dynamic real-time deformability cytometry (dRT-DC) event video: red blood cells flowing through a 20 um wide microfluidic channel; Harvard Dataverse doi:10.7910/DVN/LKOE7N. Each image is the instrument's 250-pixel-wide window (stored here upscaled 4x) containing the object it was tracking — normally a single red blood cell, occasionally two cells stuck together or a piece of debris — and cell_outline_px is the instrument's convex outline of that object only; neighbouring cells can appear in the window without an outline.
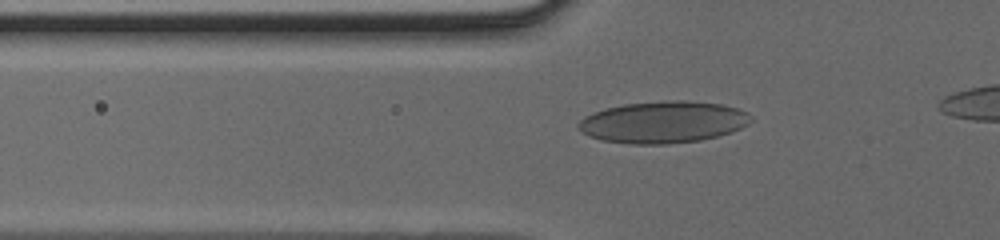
{"species": "human", "species_latin": "Homo sapiens", "temperature_condition": "cold", "stored_images_in_passage": 33, "camera_frame_rate_fps": 3000, "um_per_image_px": 0.085, "donor": {"sex": "male"}, "frame": {"image": 1, "passage_image": 7, "time_ms": 2.0, "image_size_px": [1000, 240], "cell_outline_px": [[752, 120], [748, 124], [740, 128], [716, 136], [700, 140], [664, 144], [628, 144], [600, 140], [588, 136], [580, 132], [576, 124], [584, 116], [592, 112], [604, 108], [624, 104], [676, 100], [680, 100], [720, 104], [736, 108], [748, 112]], "centroid_in_image_um": [56.29, 10.38], "position_along_channel_um": 69.5, "area_um2": 41.96}}
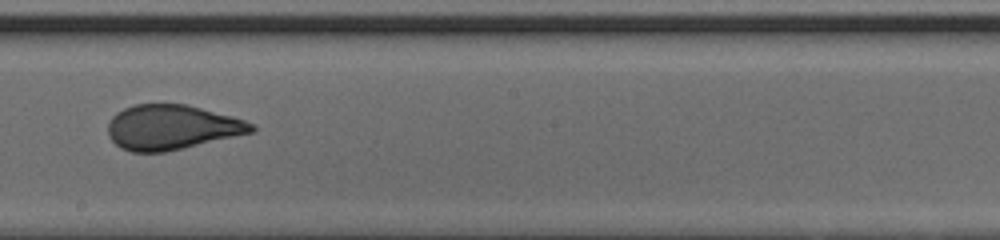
{"frame": {"image": 2, "passage_image": 18, "time_ms": 5.667, "image_size_px": [1000, 240], "cell_outline_px": [[256, 132], [164, 152], [132, 152], [120, 148], [108, 136], [108, 124], [112, 116], [116, 112], [124, 108], [136, 104], [188, 104], [232, 116], [244, 120], [252, 124], [256, 128]], "centroid_in_image_um": [14.6, 10.82], "position_along_channel_um": 233.6, "area_um2": 37.57}}
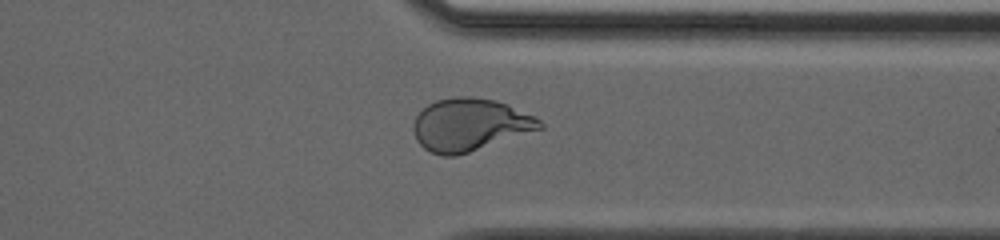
{"frame": {"image": 3, "passage_image": 27, "time_ms": 8.667, "image_size_px": [1000, 240], "cell_outline_px": [[544, 128], [456, 156], [440, 156], [424, 148], [416, 140], [412, 128], [412, 124], [416, 116], [428, 104], [436, 100], [456, 96], [472, 96], [496, 100], [508, 104], [536, 116], [544, 124]], "centroid_in_image_um": [39.94, 10.59], "position_along_channel_um": 371.5, "area_um2": 38.9}}